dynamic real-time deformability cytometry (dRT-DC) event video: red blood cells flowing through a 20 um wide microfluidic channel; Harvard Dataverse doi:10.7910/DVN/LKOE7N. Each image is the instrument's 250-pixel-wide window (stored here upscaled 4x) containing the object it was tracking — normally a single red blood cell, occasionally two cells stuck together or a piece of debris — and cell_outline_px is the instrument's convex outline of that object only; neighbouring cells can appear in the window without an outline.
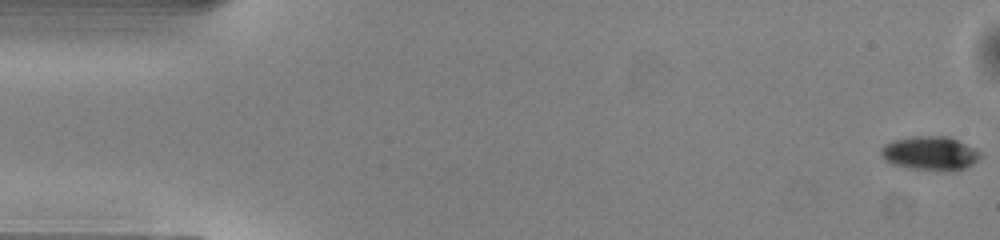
{"species": "common noctule bat (a hibernating species)", "species_latin": "Nyctalus noctula", "temperature_condition": "warm", "stored_images_in_passage": 50, "camera_frame_rate_fps": 3000, "um_per_image_px": 0.085, "animal": {"sex": "male", "body_mass_g": 13.0, "forearm_length_mm": 53.1}, "frame": {"image": 1, "passage_image": 1, "time_ms": 0.0, "image_size_px": [1000, 240], "cell_outline_px": [[980, 160], [968, 168], [952, 172], [948, 172], [912, 168], [892, 164], [884, 160], [880, 152], [880, 148], [884, 144], [892, 140], [912, 136], [948, 136], [980, 152]], "centroid_in_image_um": [79.06, 13.05], "position_along_channel_um": 5.9, "area_um2": 19.88}}
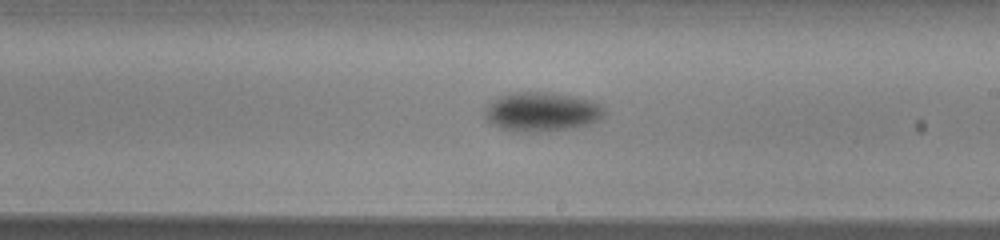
{"frame": {"image": 2, "passage_image": 29, "time_ms": 9.333, "image_size_px": [1000, 240], "cell_outline_px": [[604, 116], [600, 120], [592, 124], [572, 128], [540, 132], [512, 132], [500, 128], [484, 120], [484, 108], [488, 104], [500, 96], [512, 92], [548, 92], [592, 100], [600, 104], [604, 108]], "centroid_in_image_um": [46.03, 9.52], "position_along_channel_um": 243.0, "area_um2": 27.74}}
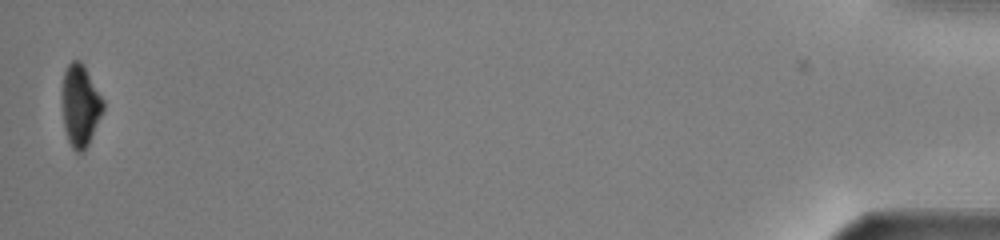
{"frame": {"image": 3, "passage_image": 50, "time_ms": 16.333, "image_size_px": [1000, 240], "cell_outline_px": [[104, 108], [88, 144], [80, 152], [76, 152], [72, 148], [68, 140], [64, 128], [64, 72], [68, 64], [72, 60], [80, 60], [84, 64], [104, 100]], "centroid_in_image_um": [6.85, 8.94], "position_along_channel_um": 428.3, "area_um2": 19.02}, "authors_computed_cell_mechanics": {"area_um2": 22.7154, "velocity_mm_per_s": 4.1028, "shape_relaxation_time_tau1_ms": 1.2081, "shape_relaxation_time_tau2_ms": null, "deformation_change_tau1": 0.1101, "deformation_change_tau2": null}}